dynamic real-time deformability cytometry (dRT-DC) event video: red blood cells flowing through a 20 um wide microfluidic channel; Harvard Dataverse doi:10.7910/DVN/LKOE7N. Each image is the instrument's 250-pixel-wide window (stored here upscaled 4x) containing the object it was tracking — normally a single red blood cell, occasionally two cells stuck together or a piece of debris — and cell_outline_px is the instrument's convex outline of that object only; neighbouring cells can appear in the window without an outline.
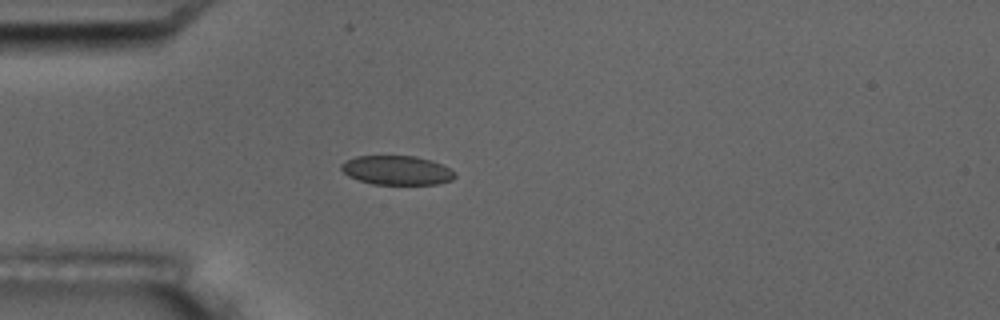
{"species": "common noctule bat (a hibernating species)", "species_latin": "Nyctalus noctula", "temperature_condition": "room temperature", "stored_images_in_passage": 9, "camera_frame_rate_fps": 3000, "um_per_image_px": 0.085, "animal": {"sex": "male", "body_mass_g": 17.5, "forearm_length_mm": 52.3}, "frame": {"image": 1, "passage_image": 6, "time_ms": 7.0, "image_size_px": [1000, 320], "cell_outline_px": [[456, 176], [452, 180], [436, 184], [372, 184], [348, 176], [340, 168], [340, 164], [356, 156], [416, 156], [432, 160], [456, 172]], "centroid_in_image_um": [33.74, 14.47], "position_along_channel_um": 51.3, "area_um2": 19.25}}